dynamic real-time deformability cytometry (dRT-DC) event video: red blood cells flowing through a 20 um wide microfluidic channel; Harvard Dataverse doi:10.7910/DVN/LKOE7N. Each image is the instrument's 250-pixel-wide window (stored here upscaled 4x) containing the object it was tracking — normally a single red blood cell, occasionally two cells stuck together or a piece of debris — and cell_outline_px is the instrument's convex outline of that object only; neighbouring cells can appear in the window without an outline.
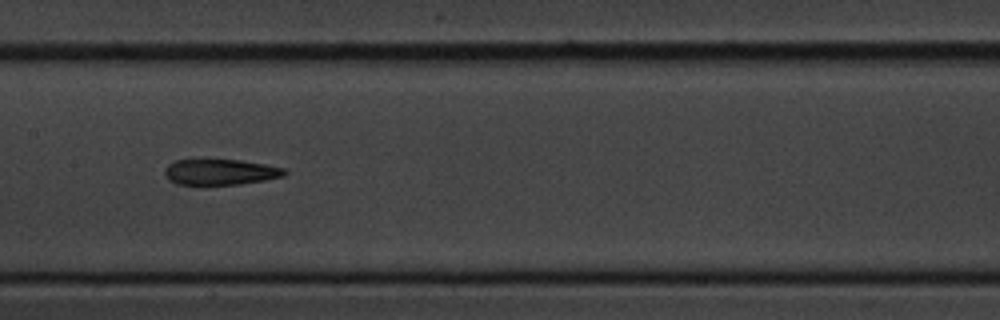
{"species": "common noctule bat (a hibernating species)", "species_latin": "Nyctalus noctula", "temperature_condition": "cold", "stored_images_in_passage": 11, "camera_frame_rate_fps": 3000, "um_per_image_px": 0.085, "animal": {"sex": "male", "body_mass_g": 20.1, "forearm_length_mm": 53.5}, "frame": {"image": 1, "passage_image": 7, "time_ms": 8.0, "image_size_px": [1000, 320], "cell_outline_px": [[288, 172], [284, 176], [264, 180], [236, 184], [176, 184], [168, 180], [164, 172], [164, 168], [168, 164], [176, 160], [240, 160], [288, 168]], "centroid_in_image_um": [18.74, 14.61], "position_along_channel_um": 188.7, "area_um2": 17.92}}
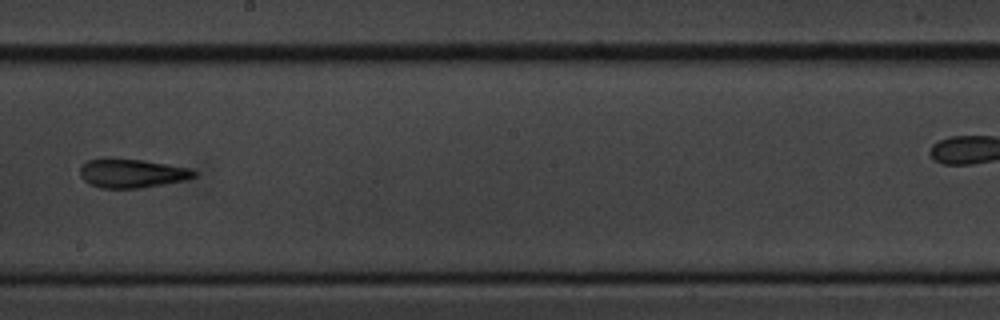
{"frame": {"image": 2, "passage_image": 8, "time_ms": 9.333, "image_size_px": [1000, 320], "cell_outline_px": [[196, 176], [184, 180], [164, 184], [140, 188], [100, 188], [88, 184], [80, 176], [80, 168], [88, 160], [108, 156], [112, 156], [144, 160], [188, 168], [196, 172]], "centroid_in_image_um": [11.14, 14.71], "position_along_channel_um": 237.1, "area_um2": 19.54}}
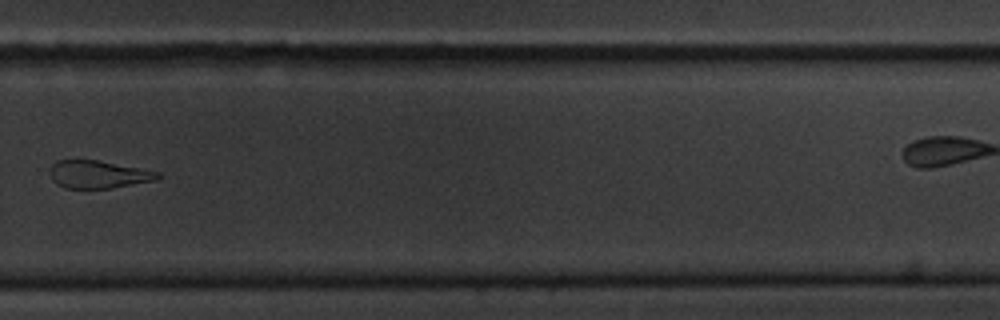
{"frame": {"image": 3, "passage_image": 10, "time_ms": 11.667, "image_size_px": [1000, 320], "cell_outline_px": [[164, 176], [156, 180], [112, 188], [64, 188], [56, 184], [52, 180], [48, 172], [48, 168], [56, 160], [96, 160], [140, 168], [160, 172]], "centroid_in_image_um": [8.33, 14.82], "position_along_channel_um": 321.5, "area_um2": 17.63}}